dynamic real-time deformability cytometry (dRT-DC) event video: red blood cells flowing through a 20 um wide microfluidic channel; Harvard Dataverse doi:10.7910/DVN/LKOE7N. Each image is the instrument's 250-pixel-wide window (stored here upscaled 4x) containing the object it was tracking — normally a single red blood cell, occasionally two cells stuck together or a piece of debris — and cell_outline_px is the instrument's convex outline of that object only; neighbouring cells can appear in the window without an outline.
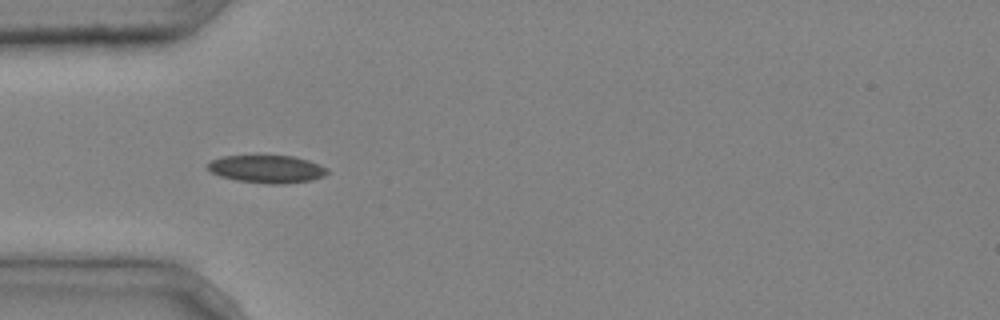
{"species": "common noctule bat (a hibernating species)", "species_latin": "Nyctalus noctula", "temperature_condition": "cold", "stored_images_in_passage": 4, "camera_frame_rate_fps": 3000, "um_per_image_px": 0.085, "animal": {"sex": "male", "body_mass_g": 20.4}, "frame": {"image": 1, "passage_image": 4, "time_ms": 1.0, "image_size_px": [1000, 320], "cell_outline_px": [[328, 172], [324, 176], [312, 180], [280, 184], [268, 184], [236, 180], [220, 176], [212, 172], [208, 168], [208, 164], [212, 160], [220, 156], [256, 152], [292, 156], [308, 160], [328, 168]], "centroid_in_image_um": [22.65, 14.31], "position_along_channel_um": 62.3, "area_um2": 20.23}}